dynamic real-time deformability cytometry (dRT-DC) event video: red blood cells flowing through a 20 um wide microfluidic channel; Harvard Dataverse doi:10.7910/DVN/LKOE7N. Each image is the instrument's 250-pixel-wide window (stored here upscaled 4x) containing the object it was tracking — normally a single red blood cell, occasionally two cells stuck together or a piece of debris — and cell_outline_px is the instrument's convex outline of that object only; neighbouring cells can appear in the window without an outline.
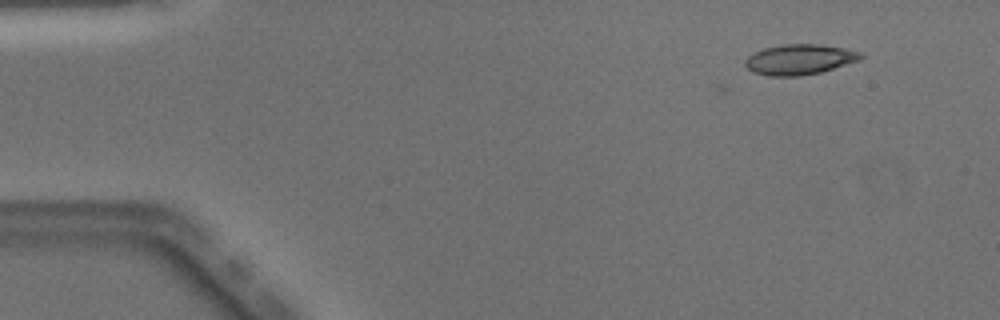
{"species": "Egyptian fruit bat (a non-hibernating species)", "species_latin": "Rousettus aegyptiacus", "temperature_condition": "warm", "stored_images_in_passage": 6, "camera_frame_rate_fps": 3000, "um_per_image_px": 0.085, "animal": {"sex": "male"}, "frame": {"image": 1, "passage_image": 1, "time_ms": 0.0, "image_size_px": [1000, 320], "cell_outline_px": [[864, 56], [860, 60], [820, 72], [800, 76], [768, 76], [752, 72], [744, 64], [744, 60], [748, 56], [764, 48], [784, 44], [820, 44], [844, 48], [860, 52]], "centroid_in_image_um": [67.95, 5.05], "position_along_channel_um": 17.1, "area_um2": 20.4}}